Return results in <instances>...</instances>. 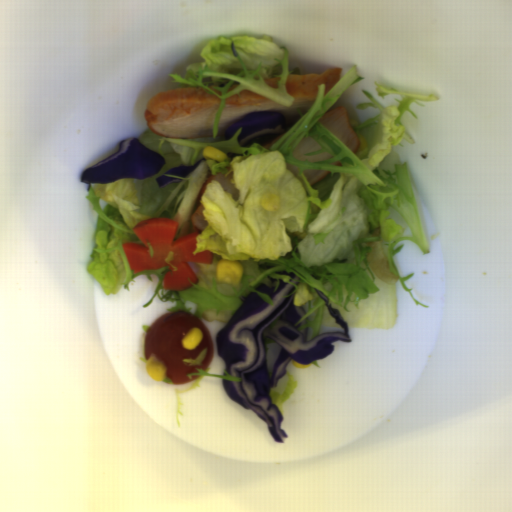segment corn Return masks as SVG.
Returning a JSON list of instances; mask_svg holds the SVG:
<instances>
[{
	"instance_id": "51d56268",
	"label": "corn",
	"mask_w": 512,
	"mask_h": 512,
	"mask_svg": "<svg viewBox=\"0 0 512 512\" xmlns=\"http://www.w3.org/2000/svg\"><path fill=\"white\" fill-rule=\"evenodd\" d=\"M243 279V267L237 260L221 259L216 265L217 284L238 287Z\"/></svg>"
},
{
	"instance_id": "f1292c28",
	"label": "corn",
	"mask_w": 512,
	"mask_h": 512,
	"mask_svg": "<svg viewBox=\"0 0 512 512\" xmlns=\"http://www.w3.org/2000/svg\"><path fill=\"white\" fill-rule=\"evenodd\" d=\"M145 371L151 379L163 381L166 374V366L163 360L152 353L145 361Z\"/></svg>"
},
{
	"instance_id": "5cfa1b94",
	"label": "corn",
	"mask_w": 512,
	"mask_h": 512,
	"mask_svg": "<svg viewBox=\"0 0 512 512\" xmlns=\"http://www.w3.org/2000/svg\"><path fill=\"white\" fill-rule=\"evenodd\" d=\"M203 335L204 333L195 326L184 333L180 342L183 348L192 350L200 344L203 339Z\"/></svg>"
},
{
	"instance_id": "cfcad685",
	"label": "corn",
	"mask_w": 512,
	"mask_h": 512,
	"mask_svg": "<svg viewBox=\"0 0 512 512\" xmlns=\"http://www.w3.org/2000/svg\"><path fill=\"white\" fill-rule=\"evenodd\" d=\"M202 156L205 160L206 159H214L217 162L223 161V160H228V158H229L228 155L226 153H224L222 150H220L219 148H216L214 146H210V145H206L203 148Z\"/></svg>"
},
{
	"instance_id": "2b8c4276",
	"label": "corn",
	"mask_w": 512,
	"mask_h": 512,
	"mask_svg": "<svg viewBox=\"0 0 512 512\" xmlns=\"http://www.w3.org/2000/svg\"><path fill=\"white\" fill-rule=\"evenodd\" d=\"M261 206L265 210L275 211L278 207V198L275 195L264 194L261 197Z\"/></svg>"
},
{
	"instance_id": "79e197a2",
	"label": "corn",
	"mask_w": 512,
	"mask_h": 512,
	"mask_svg": "<svg viewBox=\"0 0 512 512\" xmlns=\"http://www.w3.org/2000/svg\"><path fill=\"white\" fill-rule=\"evenodd\" d=\"M289 361L292 363L293 367L297 369H309L311 366L309 363H299L296 359Z\"/></svg>"
}]
</instances>
